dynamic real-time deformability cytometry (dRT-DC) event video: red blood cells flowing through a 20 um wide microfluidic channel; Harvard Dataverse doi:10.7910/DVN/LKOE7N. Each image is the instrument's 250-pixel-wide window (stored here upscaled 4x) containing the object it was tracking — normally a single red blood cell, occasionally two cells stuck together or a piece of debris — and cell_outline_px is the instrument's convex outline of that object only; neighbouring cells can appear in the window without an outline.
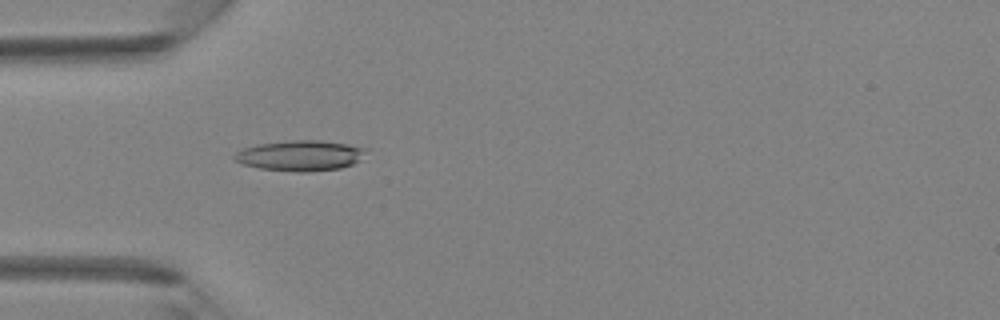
{"species": "Egyptian fruit bat (a non-hibernating species)", "species_latin": "Rousettus aegyptiacus", "temperature_condition": "room temperature", "stored_images_in_passage": 39, "camera_frame_rate_fps": 3000, "um_per_image_px": 0.085, "animal": {"sex": "female"}, "frame": {"image": 1, "passage_image": 10, "time_ms": 3.0, "image_size_px": [1000, 320], "cell_outline_px": [[368, 148], [352, 164], [340, 168], [304, 172], [300, 172], [260, 168], [240, 164], [232, 160], [232, 156], [236, 152], [244, 148], [256, 144], [292, 140], [320, 140], [348, 144]], "centroid_in_image_um": [25.44, 13.21], "position_along_channel_um": 59.6, "area_um2": 23.24}}
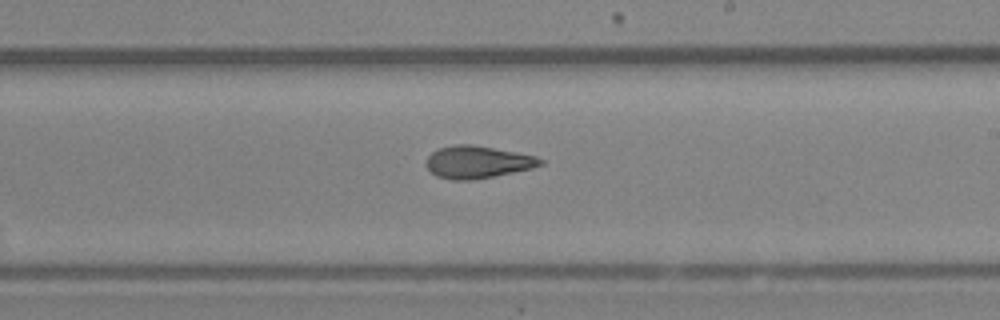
{"frame": {"image": 2, "passage_image": 22, "time_ms": 7.0, "image_size_px": [1000, 320], "cell_outline_px": [[544, 164], [532, 168], [472, 180], [452, 180], [436, 176], [424, 164], [428, 156], [432, 152], [440, 148], [456, 144], [472, 144], [536, 156], [544, 160]], "centroid_in_image_um": [40.57, 13.77], "position_along_channel_um": 248.4, "area_um2": 21.39}}
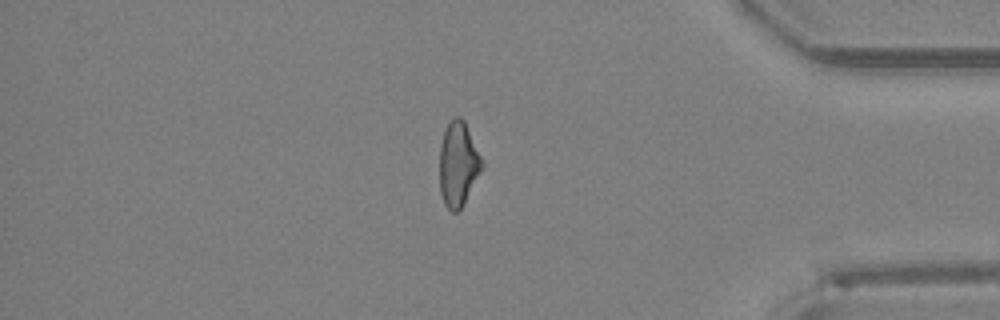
{"frame": {"image": 3, "passage_image": 33, "time_ms": 10.667, "image_size_px": [1000, 320], "cell_outline_px": [[484, 168], [460, 208], [456, 212], [452, 212], [444, 204], [440, 192], [440, 144], [448, 120], [452, 116], [460, 116], [464, 120], [484, 164]], "centroid_in_image_um": [38.94, 13.91], "position_along_channel_um": 396.3, "area_um2": 20.87}}